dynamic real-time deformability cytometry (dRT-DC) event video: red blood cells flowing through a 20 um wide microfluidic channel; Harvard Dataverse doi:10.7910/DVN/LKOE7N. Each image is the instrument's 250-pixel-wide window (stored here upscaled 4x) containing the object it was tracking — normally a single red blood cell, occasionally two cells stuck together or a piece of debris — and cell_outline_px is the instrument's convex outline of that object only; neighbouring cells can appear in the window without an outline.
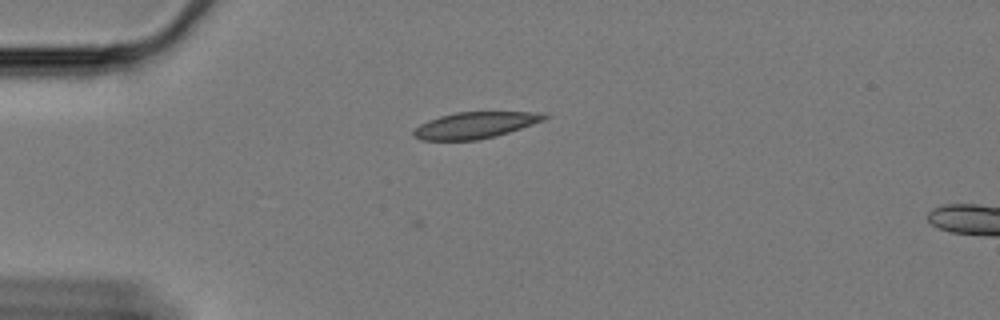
{"species": "Egyptian fruit bat (a non-hibernating species)", "species_latin": "Rousettus aegyptiacus", "temperature_condition": "cold", "stored_images_in_passage": 4, "camera_frame_rate_fps": 3000, "um_per_image_px": 0.085, "animal": {"sex": "female"}, "frame": {"image": 1, "passage_image": 1, "time_ms": 0.0, "image_size_px": [1000, 320], "cell_outline_px": [[548, 116], [544, 120], [496, 136], [476, 140], [420, 140], [412, 136], [412, 132], [420, 124], [428, 120], [440, 116], [456, 112], [544, 112]], "centroid_in_image_um": [40.35, 10.64], "position_along_channel_um": 44.6, "area_um2": 20.0}}